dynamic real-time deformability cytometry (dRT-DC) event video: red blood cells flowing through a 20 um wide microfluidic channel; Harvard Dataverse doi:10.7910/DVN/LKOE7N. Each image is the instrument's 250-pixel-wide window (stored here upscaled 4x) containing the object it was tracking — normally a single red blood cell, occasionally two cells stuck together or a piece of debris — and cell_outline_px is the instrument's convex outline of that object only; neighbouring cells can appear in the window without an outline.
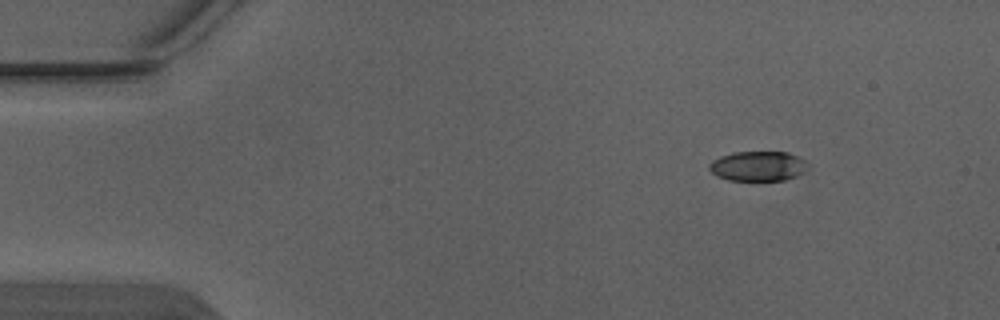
{"species": "Egyptian fruit bat (a non-hibernating species)", "species_latin": "Rousettus aegyptiacus", "temperature_condition": "warm", "stored_images_in_passage": 3, "camera_frame_rate_fps": 3000, "um_per_image_px": 0.085, "animal": {"sex": "male"}, "frame": {"image": 1, "passage_image": 1, "time_ms": 0.0, "image_size_px": [1000, 320], "cell_outline_px": [[808, 168], [804, 172], [796, 176], [784, 180], [728, 180], [716, 176], [708, 168], [708, 164], [712, 160], [720, 156], [736, 152], [788, 152], [804, 160], [808, 164]], "centroid_in_image_um": [64.42, 14.12], "position_along_channel_um": 20.6, "area_um2": 17.17}}
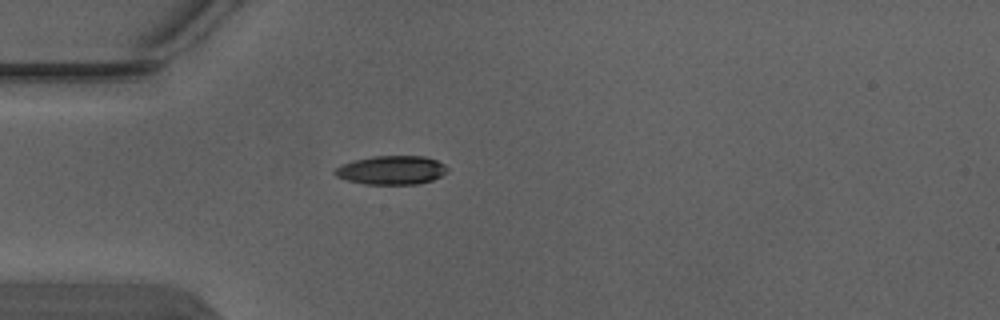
{"frame": {"image": 2, "passage_image": 3, "time_ms": 0.667, "image_size_px": [1000, 320], "cell_outline_px": [[448, 172], [432, 180], [420, 184], [364, 184], [348, 180], [336, 176], [332, 172], [332, 168], [340, 164], [352, 160], [372, 156], [424, 156], [436, 160], [444, 164], [448, 168]], "centroid_in_image_um": [33.23, 14.45], "position_along_channel_um": 51.8, "area_um2": 19.13}}